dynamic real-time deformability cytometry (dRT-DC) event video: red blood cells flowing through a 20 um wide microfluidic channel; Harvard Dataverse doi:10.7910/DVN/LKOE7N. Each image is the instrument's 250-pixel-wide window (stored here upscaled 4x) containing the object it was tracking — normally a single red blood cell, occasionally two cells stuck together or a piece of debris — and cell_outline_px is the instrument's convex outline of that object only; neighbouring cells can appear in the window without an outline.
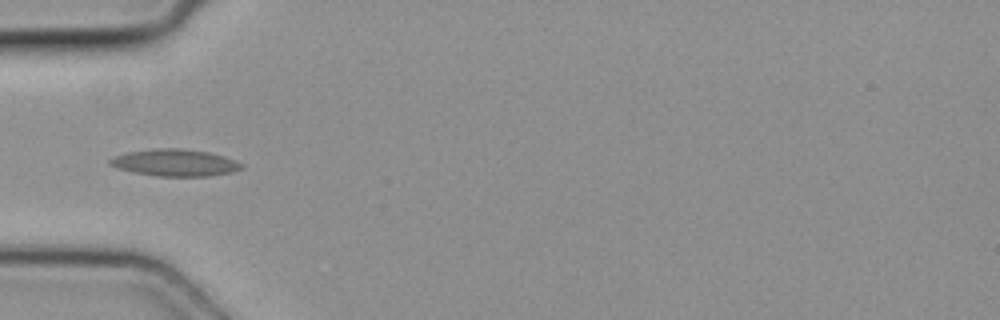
{"species": "common noctule bat (a hibernating species)", "species_latin": "Nyctalus noctula", "temperature_condition": "cold", "stored_images_in_passage": 6, "camera_frame_rate_fps": 3000, "um_per_image_px": 0.085, "animal": {"sex": "female", "body_mass_g": 19.3, "forearm_length_mm": 54.1}, "frame": {"image": 1, "passage_image": 5, "time_ms": 1.333, "image_size_px": [1000, 320], "cell_outline_px": [[244, 168], [232, 172], [208, 176], [156, 176], [116, 168], [108, 164], [108, 160], [116, 156], [128, 152], [156, 148], [180, 148], [208, 152], [224, 156], [244, 164]], "centroid_in_image_um": [14.89, 13.83], "position_along_channel_um": 70.1, "area_um2": 20.58}}
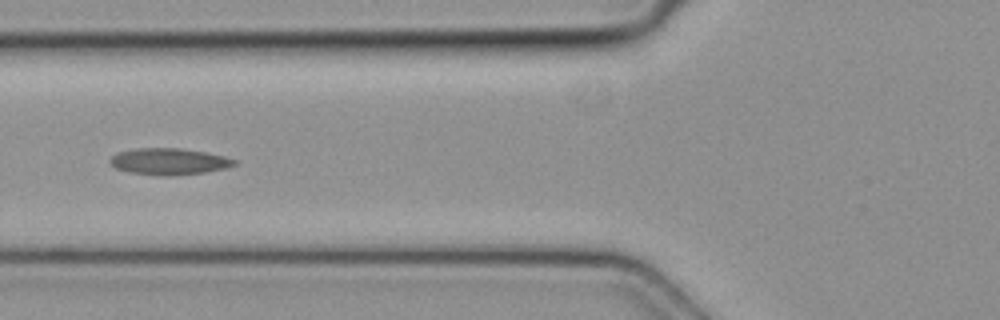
{"frame": {"image": 2, "passage_image": 6, "time_ms": 1.667, "image_size_px": [1000, 320], "cell_outline_px": [[236, 164], [224, 168], [204, 172], [172, 176], [160, 176], [128, 172], [116, 168], [108, 160], [116, 152], [136, 148], [176, 148], [208, 152], [224, 156], [236, 160]], "centroid_in_image_um": [14.33, 13.72], "position_along_channel_um": 111.5, "area_um2": 19.25}}